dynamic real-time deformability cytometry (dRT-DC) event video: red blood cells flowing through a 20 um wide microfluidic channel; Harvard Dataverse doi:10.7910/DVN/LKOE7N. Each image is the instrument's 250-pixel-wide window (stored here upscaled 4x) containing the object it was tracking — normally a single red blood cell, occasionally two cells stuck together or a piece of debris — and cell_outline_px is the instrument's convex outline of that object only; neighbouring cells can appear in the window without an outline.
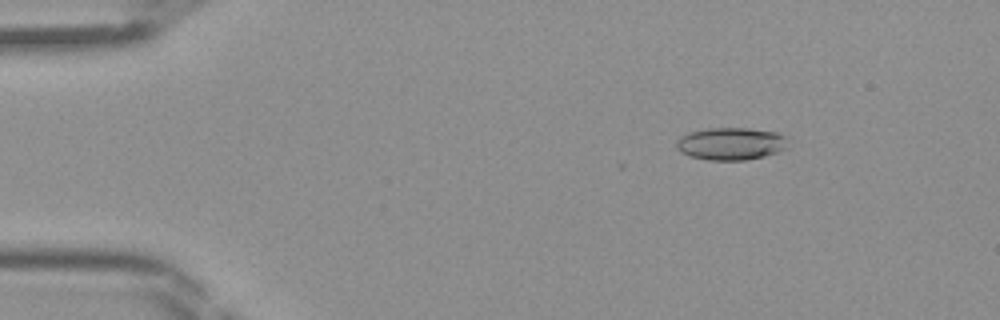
{"species": "Egyptian fruit bat (a non-hibernating species)", "species_latin": "Rousettus aegyptiacus", "temperature_condition": "room temperature", "stored_images_in_passage": 4, "camera_frame_rate_fps": 3000, "um_per_image_px": 0.085, "frame": {"image": 1, "passage_image": 1, "time_ms": 0.0, "image_size_px": [1000, 320], "cell_outline_px": [[788, 148], [780, 152], [764, 156], [744, 160], [708, 160], [692, 156], [680, 152], [676, 148], [676, 140], [680, 136], [688, 132], [708, 128], [748, 128], [776, 132], [788, 136]], "centroid_in_image_um": [62.16, 12.21], "position_along_channel_um": 22.8, "area_um2": 21.44}}